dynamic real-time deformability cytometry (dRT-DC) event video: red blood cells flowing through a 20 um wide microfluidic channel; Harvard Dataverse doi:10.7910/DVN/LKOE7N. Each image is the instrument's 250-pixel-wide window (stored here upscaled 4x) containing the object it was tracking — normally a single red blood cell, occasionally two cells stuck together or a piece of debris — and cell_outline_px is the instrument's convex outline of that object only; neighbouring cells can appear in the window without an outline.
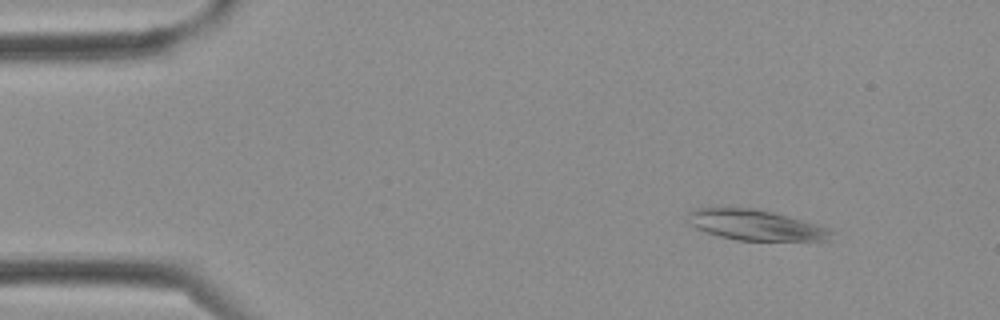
{"species": "Egyptian fruit bat (a non-hibernating species)", "species_latin": "Rousettus aegyptiacus", "temperature_condition": "cold", "stored_images_in_passage": 2, "camera_frame_rate_fps": 3000, "um_per_image_px": 0.085, "frame": {"image": 1, "passage_image": 1, "time_ms": 0.0, "image_size_px": [1000, 320], "cell_outline_px": [[840, 232], [828, 240], [736, 240], [720, 236], [696, 228], [688, 224], [684, 216], [692, 208], [756, 208], [772, 212], [832, 228]], "centroid_in_image_um": [64.24, 19.12], "position_along_channel_um": 20.8, "area_um2": 25.78}}